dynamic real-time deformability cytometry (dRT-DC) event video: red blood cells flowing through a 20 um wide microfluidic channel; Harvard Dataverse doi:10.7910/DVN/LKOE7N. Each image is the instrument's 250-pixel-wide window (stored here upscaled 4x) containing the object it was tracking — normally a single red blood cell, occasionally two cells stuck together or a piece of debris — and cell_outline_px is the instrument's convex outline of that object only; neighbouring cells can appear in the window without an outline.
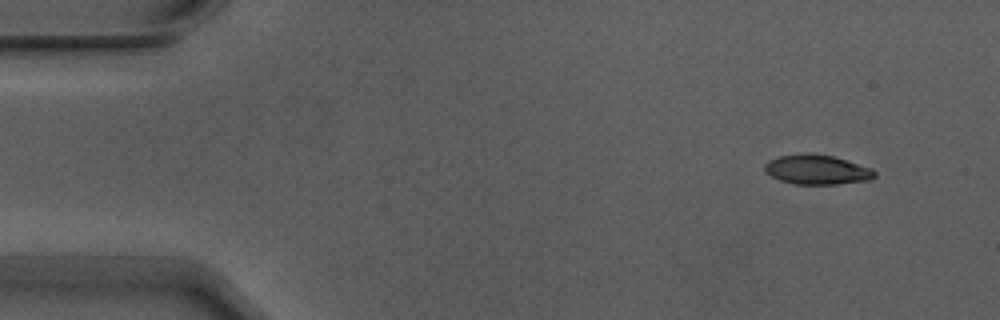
{"species": "Egyptian fruit bat (a non-hibernating species)", "species_latin": "Rousettus aegyptiacus", "temperature_condition": "warm", "stored_images_in_passage": 2, "camera_frame_rate_fps": 3000, "um_per_image_px": 0.085, "animal": {"sex": "male"}, "frame": {"image": 1, "passage_image": 2, "time_ms": 0.333, "image_size_px": [1000, 320], "cell_outline_px": [[876, 176], [868, 180], [836, 184], [796, 184], [780, 180], [764, 172], [764, 164], [768, 160], [780, 156], [804, 152], [808, 152], [832, 156], [872, 168], [876, 172]], "centroid_in_image_um": [69.41, 14.41], "position_along_channel_um": 15.6, "area_um2": 19.02}}